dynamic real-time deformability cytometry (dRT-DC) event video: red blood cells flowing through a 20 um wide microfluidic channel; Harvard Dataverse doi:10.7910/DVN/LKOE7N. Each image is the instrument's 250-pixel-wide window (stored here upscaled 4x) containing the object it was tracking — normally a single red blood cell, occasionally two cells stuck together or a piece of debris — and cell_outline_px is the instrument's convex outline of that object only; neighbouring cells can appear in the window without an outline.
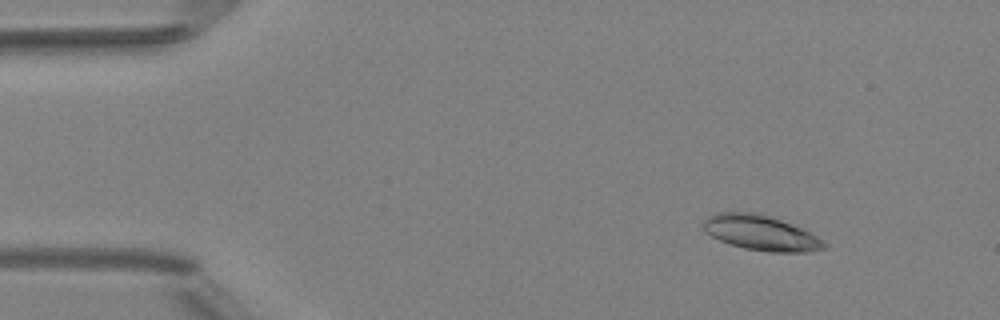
{"species": "Egyptian fruit bat (a non-hibernating species)", "species_latin": "Rousettus aegyptiacus", "temperature_condition": "room temperature", "stored_images_in_passage": 8, "camera_frame_rate_fps": 3000, "um_per_image_px": 0.085, "animal": {"sex": "female"}, "frame": {"image": 1, "passage_image": 2, "time_ms": 1.333, "image_size_px": [1000, 320], "cell_outline_px": [[828, 248], [808, 252], [768, 252], [744, 248], [720, 240], [704, 232], [704, 220], [708, 216], [716, 212], [756, 212], [780, 220], [800, 228], [824, 240], [828, 244]], "centroid_in_image_um": [64.69, 19.8], "position_along_channel_um": 20.3, "area_um2": 24.57}}
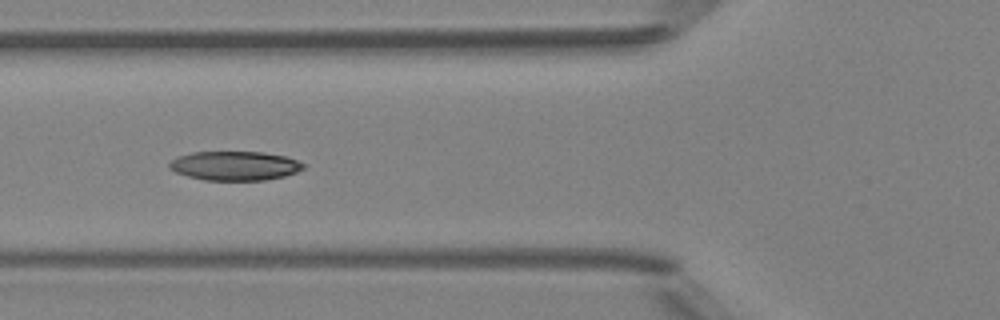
{"frame": {"image": 2, "passage_image": 6, "time_ms": 5.667, "image_size_px": [1000, 320], "cell_outline_px": [[304, 168], [296, 172], [284, 176], [264, 180], [204, 180], [188, 176], [176, 172], [168, 164], [176, 156], [192, 152], [264, 152], [284, 156], [296, 160], [304, 164]], "centroid_in_image_um": [19.95, 14.09], "position_along_channel_um": 105.9, "area_um2": 22.6}}
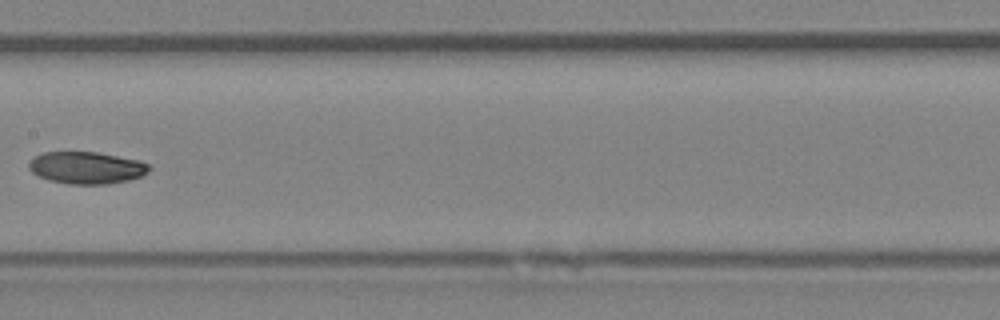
{"frame": {"image": 3, "passage_image": 8, "time_ms": 8.0, "image_size_px": [1000, 320], "cell_outline_px": [[152, 168], [148, 172], [140, 176], [128, 180], [108, 184], [68, 184], [48, 180], [32, 172], [28, 168], [28, 164], [36, 156], [44, 152], [96, 152], [140, 160], [148, 164]], "centroid_in_image_um": [7.37, 14.26], "position_along_channel_um": 200.0, "area_um2": 22.43}}